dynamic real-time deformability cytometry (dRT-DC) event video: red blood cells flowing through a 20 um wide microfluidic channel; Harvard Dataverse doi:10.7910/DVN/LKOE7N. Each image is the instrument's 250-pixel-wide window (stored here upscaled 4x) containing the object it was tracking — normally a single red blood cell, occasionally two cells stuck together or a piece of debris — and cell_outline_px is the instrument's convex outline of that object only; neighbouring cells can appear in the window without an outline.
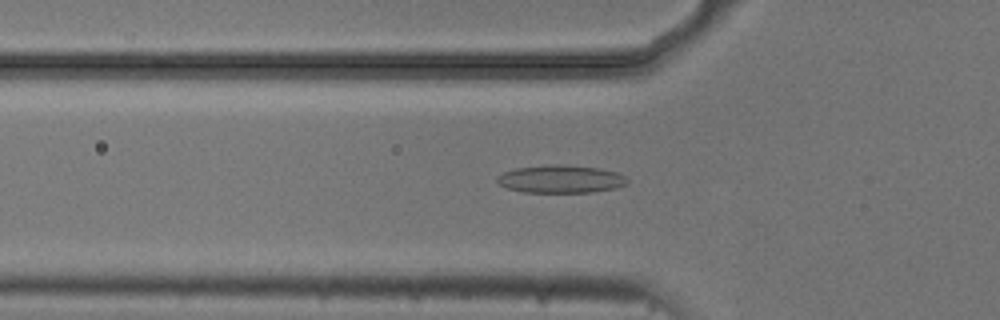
{"species": "common noctule bat (a hibernating species)", "species_latin": "Nyctalus noctula", "temperature_condition": "cold", "stored_images_in_passage": 54, "camera_frame_rate_fps": 3000, "um_per_image_px": 0.085, "animal": {"sex": "male", "body_mass_g": 20.5, "forearm_length_mm": 52.5}, "frame": {"image": 1, "passage_image": 18, "time_ms": 5.667, "image_size_px": [1000, 320], "cell_outline_px": [[628, 184], [616, 188], [592, 192], [524, 192], [508, 188], [500, 184], [496, 180], [496, 176], [504, 172], [516, 168], [548, 164], [560, 164], [596, 168], [616, 172], [624, 176], [628, 180]], "centroid_in_image_um": [47.66, 15.22], "position_along_channel_um": 78.1, "area_um2": 21.04}}
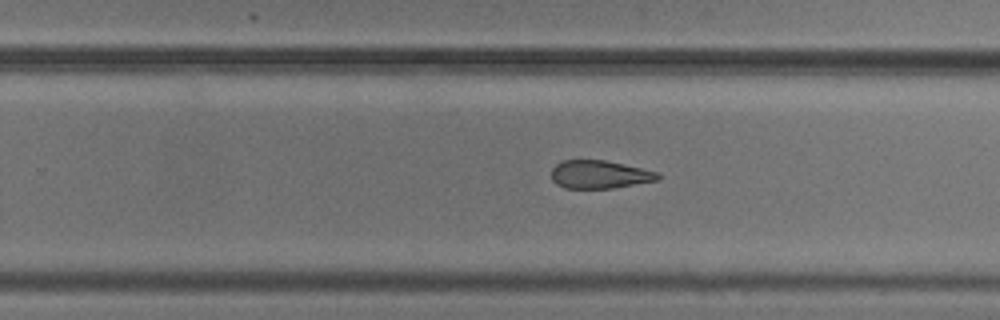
{"frame": {"image": 2, "passage_image": 34, "time_ms": 11.0, "image_size_px": [1000, 320], "cell_outline_px": [[660, 176], [656, 180], [612, 188], [564, 188], [556, 184], [552, 180], [552, 168], [560, 160], [604, 160], [660, 172]], "centroid_in_image_um": [50.92, 14.82], "position_along_channel_um": 278.9, "area_um2": 17.34}}
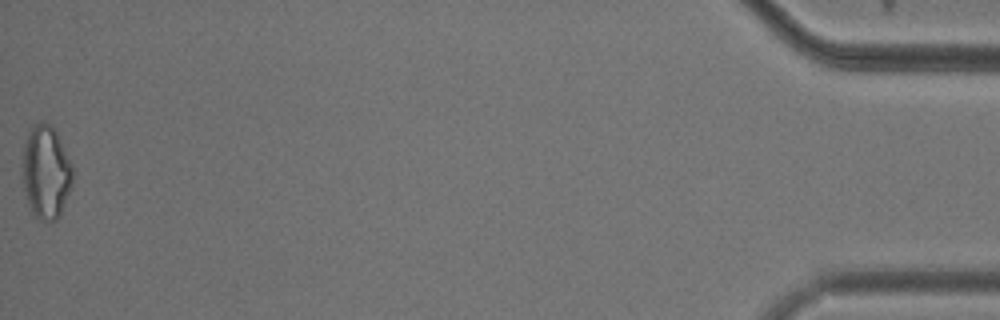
{"frame": {"image": 3, "passage_image": 54, "time_ms": 17.667, "image_size_px": [1000, 320], "cell_outline_px": [[72, 188], [60, 216], [56, 220], [48, 224], [40, 220], [32, 212], [28, 204], [24, 192], [20, 172], [24, 144], [28, 132], [40, 120], [44, 120], [52, 124], [56, 128], [72, 164]], "centroid_in_image_um": [3.9, 14.63], "position_along_channel_um": 431.3, "area_um2": 28.44}, "authors_computed_cell_mechanics": {"area_um2": 20.6346, "velocity_mm_per_s": 3.7458, "shape_relaxation_time_tau1_ms": 10.3564, "shape_relaxation_time_tau2_ms": 4.3626, "deformation_change_tau1": 0.1691, "deformation_change_tau2": 0.1348}}